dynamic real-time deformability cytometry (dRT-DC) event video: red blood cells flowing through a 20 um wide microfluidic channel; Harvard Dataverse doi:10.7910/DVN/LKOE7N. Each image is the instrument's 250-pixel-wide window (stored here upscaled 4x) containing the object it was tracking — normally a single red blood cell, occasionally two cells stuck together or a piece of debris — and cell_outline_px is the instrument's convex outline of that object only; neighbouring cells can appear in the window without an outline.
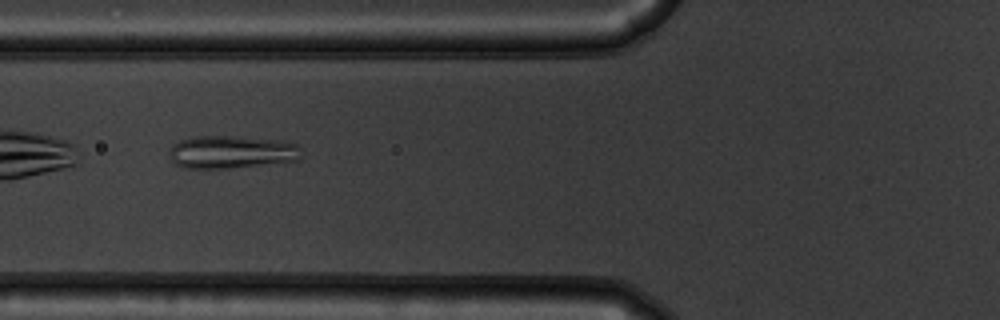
{"species": "common noctule bat (a hibernating species)", "species_latin": "Nyctalus noctula", "temperature_condition": "warm", "stored_images_in_passage": 13, "camera_frame_rate_fps": 3000, "um_per_image_px": 0.085, "animal": {"sex": "male", "body_mass_g": 19.5, "forearm_length_mm": 54.6}, "frame": {"image": 1, "passage_image": 4, "time_ms": 1.0, "image_size_px": [1000, 320], "cell_outline_px": [[304, 156], [300, 160], [224, 168], [184, 168], [176, 164], [172, 160], [168, 152], [168, 148], [172, 144], [180, 140], [192, 136], [232, 136], [284, 140], [296, 144], [300, 148]], "centroid_in_image_um": [19.68, 12.9], "position_along_channel_um": 106.1, "area_um2": 25.49}}